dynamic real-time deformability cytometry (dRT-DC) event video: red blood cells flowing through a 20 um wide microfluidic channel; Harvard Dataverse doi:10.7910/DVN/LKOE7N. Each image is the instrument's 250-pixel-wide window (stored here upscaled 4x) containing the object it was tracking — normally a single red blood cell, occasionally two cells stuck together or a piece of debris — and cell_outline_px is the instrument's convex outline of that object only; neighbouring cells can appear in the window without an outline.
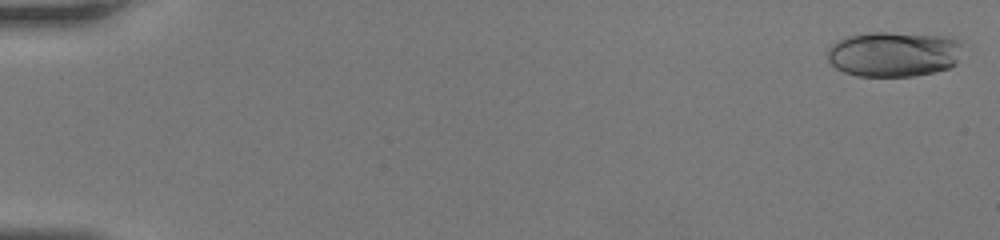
{"species": "human", "species_latin": "Homo sapiens", "temperature_condition": "room temperature", "stored_images_in_passage": 47, "camera_frame_rate_fps": 3000, "um_per_image_px": 0.085, "donor": {"sex": "female"}, "frame": {"image": 1, "passage_image": 2, "time_ms": 0.333, "image_size_px": [1000, 240], "cell_outline_px": [[960, 44], [956, 64], [948, 68], [936, 72], [912, 76], [856, 76], [844, 72], [836, 68], [828, 60], [828, 44], [848, 36], [868, 32], [888, 32], [952, 36], [960, 40]], "centroid_in_image_um": [75.94, 4.58], "position_along_channel_um": 9.1, "area_um2": 35.95}}
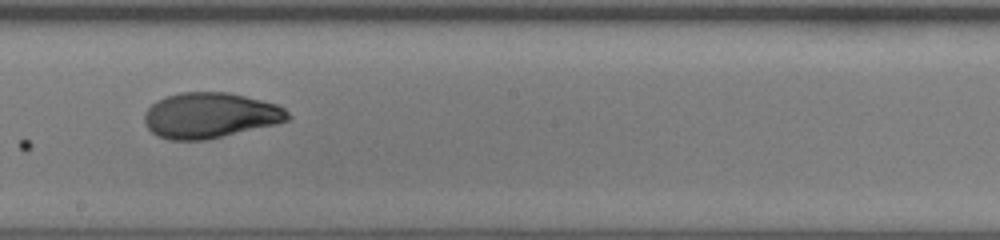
{"frame": {"image": 2, "passage_image": 29, "time_ms": 9.333, "image_size_px": [1000, 240], "cell_outline_px": [[292, 116], [288, 120], [276, 124], [204, 140], [168, 140], [156, 136], [148, 128], [144, 120], [144, 112], [156, 100], [164, 96], [180, 92], [228, 92], [276, 104], [284, 108]], "centroid_in_image_um": [17.82, 9.8], "position_along_channel_um": 230.4, "area_um2": 38.03}}
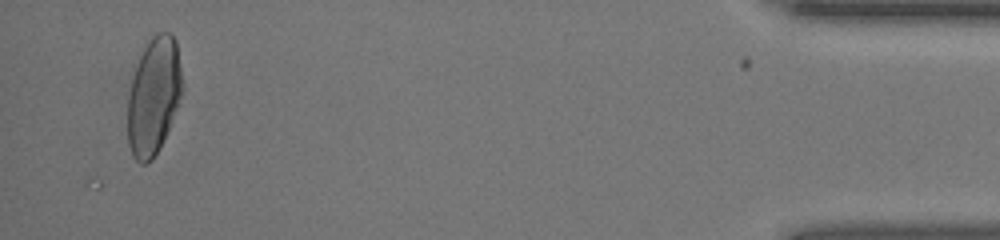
{"frame": {"image": 3, "passage_image": 46, "time_ms": 15.0, "image_size_px": [1000, 240], "cell_outline_px": [[180, 104], [160, 148], [152, 160], [148, 164], [140, 164], [132, 156], [128, 144], [128, 96], [132, 80], [140, 56], [144, 48], [152, 36], [156, 32], [168, 32], [176, 40], [180, 68]], "centroid_in_image_um": [13.05, 8.23], "position_along_channel_um": 422.1, "area_um2": 37.05}}